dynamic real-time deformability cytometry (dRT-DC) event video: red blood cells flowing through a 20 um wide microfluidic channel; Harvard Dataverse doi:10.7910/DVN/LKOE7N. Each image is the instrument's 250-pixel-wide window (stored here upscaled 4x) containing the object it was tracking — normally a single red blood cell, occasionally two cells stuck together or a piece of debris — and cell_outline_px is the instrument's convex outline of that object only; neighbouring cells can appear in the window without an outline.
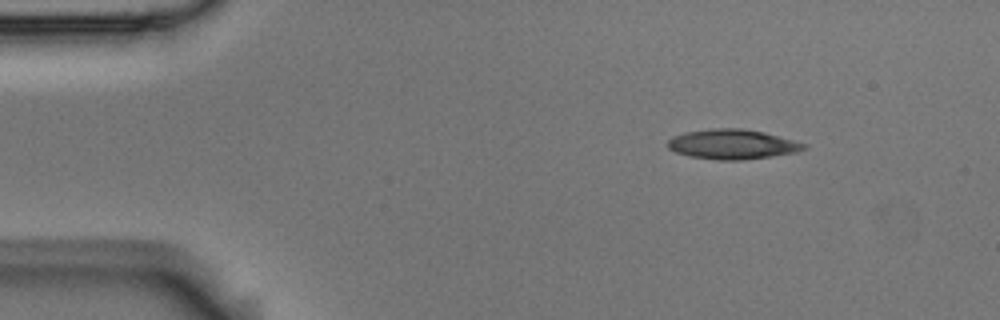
{"species": "Egyptian fruit bat (a non-hibernating species)", "species_latin": "Rousettus aegyptiacus", "temperature_condition": "room temperature", "stored_images_in_passage": 47, "camera_frame_rate_fps": 3000, "um_per_image_px": 0.085, "animal": {"sex": "male"}, "frame": {"image": 1, "passage_image": 1, "time_ms": 0.0, "image_size_px": [1000, 320], "cell_outline_px": [[808, 148], [796, 152], [772, 156], [740, 160], [716, 160], [692, 156], [676, 152], [668, 148], [668, 140], [672, 136], [684, 132], [712, 128], [744, 128], [764, 132], [808, 144]], "centroid_in_image_um": [62.27, 12.25], "position_along_channel_um": 22.7, "area_um2": 23.7}}
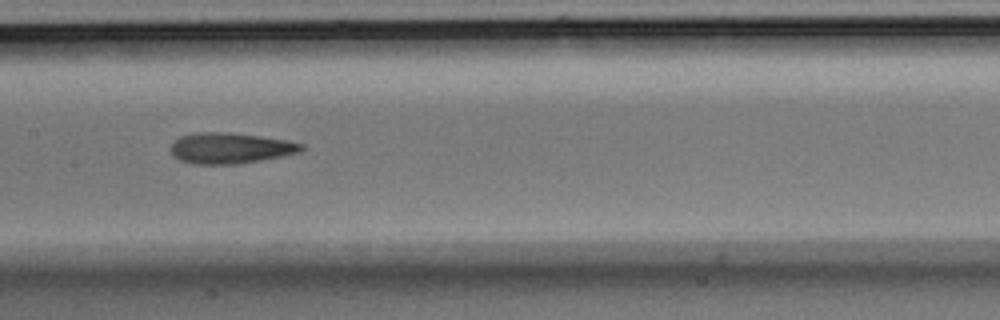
{"frame": {"image": 2, "passage_image": 20, "time_ms": 6.333, "image_size_px": [1000, 320], "cell_outline_px": [[304, 148], [300, 152], [260, 160], [236, 164], [192, 164], [180, 160], [172, 156], [172, 144], [180, 136], [196, 132], [228, 132], [260, 136], [288, 140], [304, 144]], "centroid_in_image_um": [19.57, 12.58], "position_along_channel_um": 187.8, "area_um2": 23.41}}
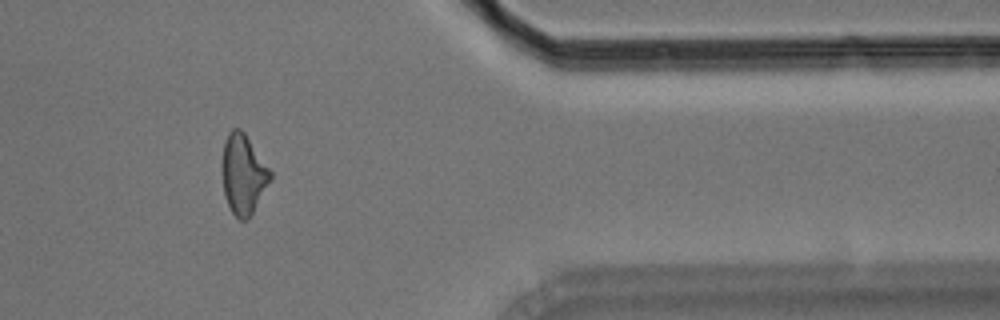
{"frame": {"image": 3, "passage_image": 38, "time_ms": 12.333, "image_size_px": [1000, 320], "cell_outline_px": [[272, 180], [248, 220], [240, 220], [232, 212], [228, 204], [224, 192], [224, 140], [228, 132], [232, 128], [240, 128], [244, 132], [272, 172]], "centroid_in_image_um": [20.72, 14.82], "position_along_channel_um": 390.7, "area_um2": 22.02}, "authors_computed_cell_mechanics": {"area_um2": 23.0044, "velocity_mm_per_s": 3.7397, "shape_relaxation_time_tau1_ms": null, "shape_relaxation_time_tau2_ms": 4.1447, "deformation_change_tau1": null, "deformation_change_tau2": 0.1499}}